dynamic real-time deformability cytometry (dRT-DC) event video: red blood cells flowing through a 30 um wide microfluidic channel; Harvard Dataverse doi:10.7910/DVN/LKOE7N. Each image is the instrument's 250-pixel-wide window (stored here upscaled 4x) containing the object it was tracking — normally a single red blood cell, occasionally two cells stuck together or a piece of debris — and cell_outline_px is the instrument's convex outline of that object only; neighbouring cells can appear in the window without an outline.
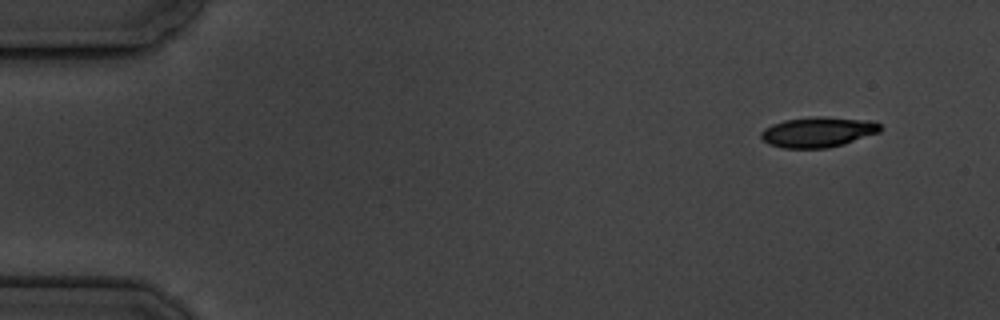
{"species": "common noctule bat (a hibernating species)", "species_latin": "Nyctalus noctula", "temperature_condition": "cold", "stored_images_in_passage": 10, "camera_frame_rate_fps": 3000, "um_per_image_px": 0.085, "animal": {"sex": "male", "body_mass_g": 19.5, "forearm_length_mm": 54.6}, "frame": {"image": 1, "passage_image": 1, "time_ms": 0.0, "image_size_px": [1000, 320], "cell_outline_px": [[880, 132], [844, 144], [828, 148], [784, 148], [768, 144], [760, 136], [760, 132], [764, 128], [772, 124], [784, 120], [816, 116], [824, 116], [876, 120], [880, 124]], "centroid_in_image_um": [69.55, 11.21], "position_along_channel_um": 15.4, "area_um2": 21.33}}
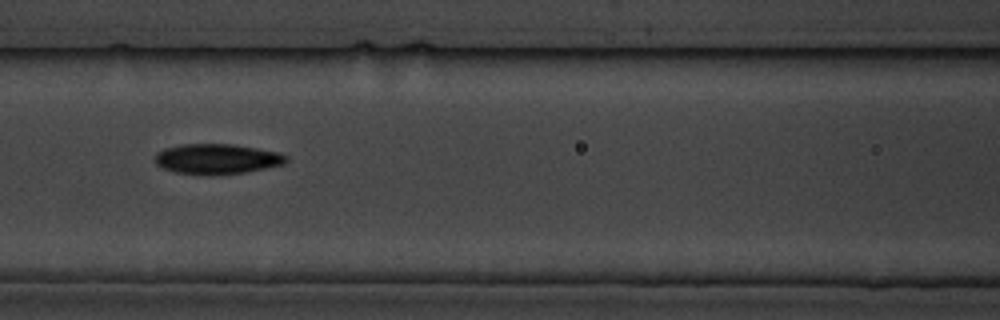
{"frame": {"image": 2, "passage_image": 7, "time_ms": 7.0, "image_size_px": [1000, 320], "cell_outline_px": [[288, 160], [284, 164], [244, 172], [212, 176], [208, 176], [176, 172], [164, 168], [156, 164], [156, 152], [164, 148], [180, 144], [232, 144], [280, 152], [288, 156]], "centroid_in_image_um": [18.44, 13.51], "position_along_channel_um": 148.2, "area_um2": 23.24}}
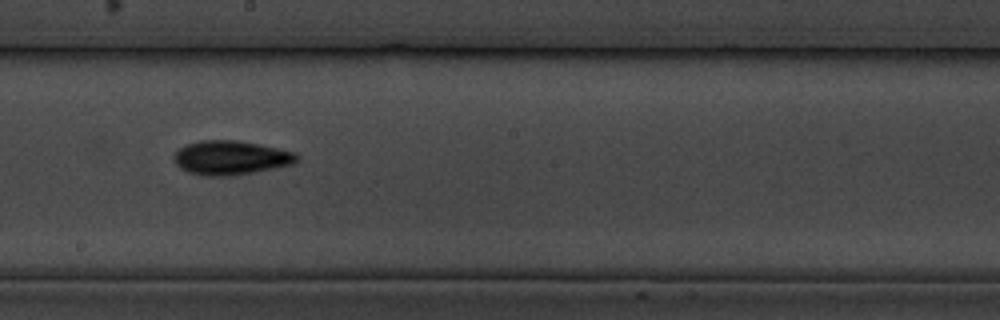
{"frame": {"image": 3, "passage_image": 9, "time_ms": 9.333, "image_size_px": [1000, 320], "cell_outline_px": [[300, 160], [296, 164], [256, 172], [232, 176], [204, 176], [188, 172], [180, 168], [176, 164], [172, 156], [180, 148], [188, 144], [200, 140], [240, 140], [260, 144], [296, 152], [300, 156]], "centroid_in_image_um": [19.68, 13.41], "position_along_channel_um": 228.5, "area_um2": 24.91}}